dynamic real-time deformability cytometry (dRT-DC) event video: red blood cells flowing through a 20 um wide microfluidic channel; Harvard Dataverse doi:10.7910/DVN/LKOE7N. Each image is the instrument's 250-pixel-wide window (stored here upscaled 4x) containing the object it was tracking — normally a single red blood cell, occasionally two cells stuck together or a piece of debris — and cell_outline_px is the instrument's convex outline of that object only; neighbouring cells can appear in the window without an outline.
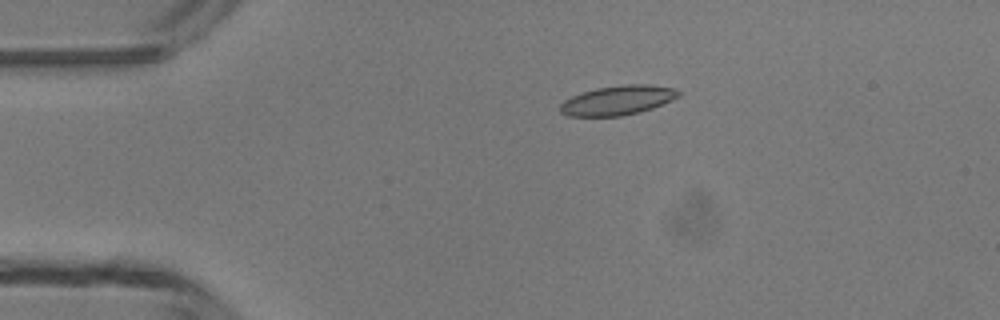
{"species": "common noctule bat (a hibernating species)", "species_latin": "Nyctalus noctula", "temperature_condition": "room temperature", "stored_images_in_passage": 3, "camera_frame_rate_fps": 3000, "um_per_image_px": 0.085, "animal": {"sex": "male", "body_mass_g": 13.3}, "frame": {"image": 1, "passage_image": 2, "time_ms": 2.333, "image_size_px": [1000, 320], "cell_outline_px": [[680, 96], [672, 100], [652, 108], [640, 112], [620, 116], [568, 116], [560, 112], [560, 104], [564, 100], [580, 92], [596, 88], [624, 84], [648, 84], [676, 88], [680, 92]], "centroid_in_image_um": [52.51, 8.51], "position_along_channel_um": 32.5, "area_um2": 20.46}}